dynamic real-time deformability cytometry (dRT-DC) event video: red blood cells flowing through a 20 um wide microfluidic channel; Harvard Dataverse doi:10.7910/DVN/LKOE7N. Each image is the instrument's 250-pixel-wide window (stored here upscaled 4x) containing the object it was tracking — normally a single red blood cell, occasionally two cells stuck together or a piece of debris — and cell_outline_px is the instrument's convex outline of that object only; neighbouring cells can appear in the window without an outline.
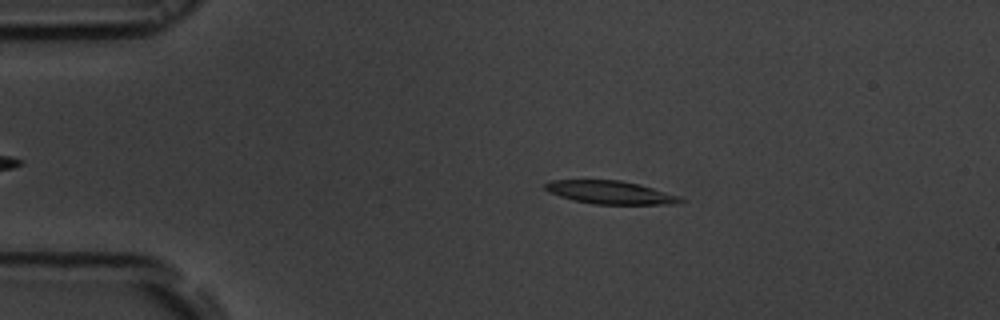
{"species": "common noctule bat (a hibernating species)", "species_latin": "Nyctalus noctula", "temperature_condition": "room temperature", "stored_images_in_passage": 48, "camera_frame_rate_fps": 3000, "um_per_image_px": 0.085, "animal": {"sex": "male", "body_mass_g": 19.5, "forearm_length_mm": 54.6}, "frame": {"image": 1, "passage_image": 11, "time_ms": 3.333, "image_size_px": [1000, 320], "cell_outline_px": [[684, 200], [676, 204], [592, 204], [572, 200], [548, 192], [544, 188], [544, 184], [552, 180], [620, 180], [640, 184], [676, 196]], "centroid_in_image_um": [51.8, 16.35], "position_along_channel_um": 33.2, "area_um2": 18.03}}
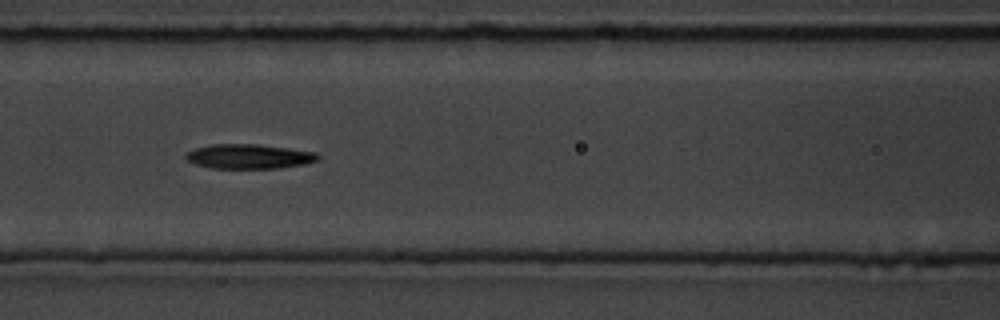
{"frame": {"image": 2, "passage_image": 24, "time_ms": 7.667, "image_size_px": [1000, 320], "cell_outline_px": [[320, 160], [304, 164], [276, 168], [212, 168], [196, 164], [188, 160], [184, 156], [188, 152], [196, 148], [212, 144], [256, 144], [288, 148], [316, 152], [320, 156]], "centroid_in_image_um": [21.2, 13.29], "position_along_channel_um": 145.4, "area_um2": 18.79}}
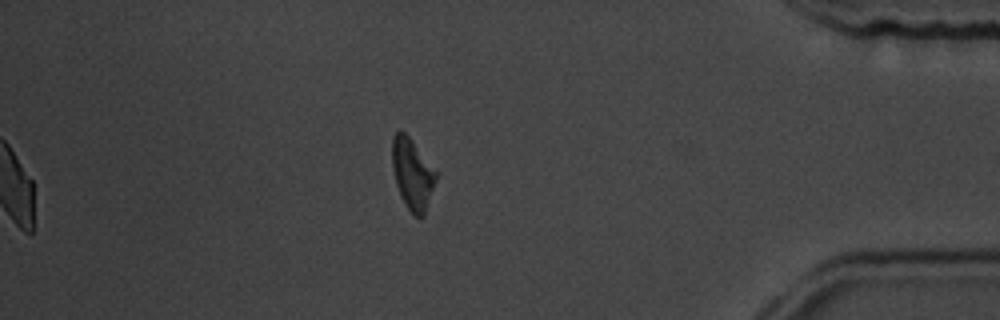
{"frame": {"image": 3, "passage_image": 48, "time_ms": 15.667, "image_size_px": [1000, 320], "cell_outline_px": [[436, 180], [424, 216], [416, 216], [404, 204], [400, 196], [396, 184], [392, 168], [392, 136], [396, 132], [404, 132], [412, 140], [436, 172]], "centroid_in_image_um": [35.03, 14.79], "position_along_channel_um": 400.2, "area_um2": 17.8}, "authors_computed_cell_mechanics": {"area_um2": 18.6116, "velocity_mm_per_s": 3.6601, "shape_relaxation_time_tau1_ms": 3.2683, "shape_relaxation_time_tau2_ms": 9.3164, "deformation_change_tau1": 0.1567, "deformation_change_tau2": 0.2165}}